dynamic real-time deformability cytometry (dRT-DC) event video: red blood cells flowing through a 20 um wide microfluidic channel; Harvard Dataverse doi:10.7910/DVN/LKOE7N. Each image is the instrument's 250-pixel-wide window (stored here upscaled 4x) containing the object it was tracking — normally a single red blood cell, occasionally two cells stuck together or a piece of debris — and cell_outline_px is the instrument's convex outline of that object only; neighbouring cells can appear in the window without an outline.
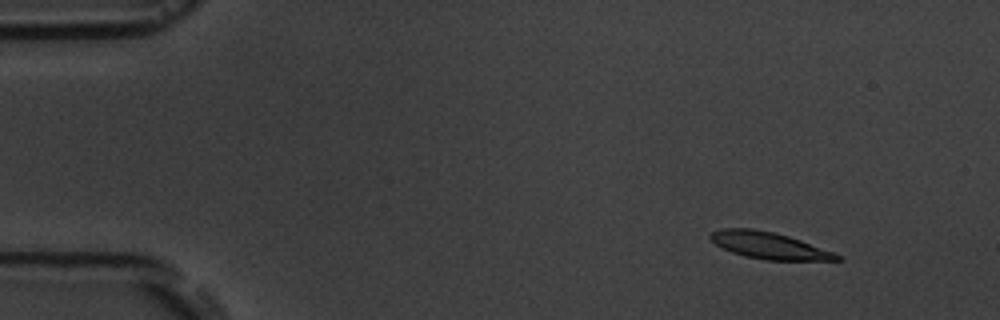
{"species": "common noctule bat (a hibernating species)", "species_latin": "Nyctalus noctula", "temperature_condition": "room temperature", "stored_images_in_passage": 5, "camera_frame_rate_fps": 3000, "um_per_image_px": 0.085, "animal": {"sex": "male", "body_mass_g": 19.5, "forearm_length_mm": 54.6}, "frame": {"image": 1, "passage_image": 2, "time_ms": 2.0, "image_size_px": [1000, 320], "cell_outline_px": [[844, 260], [764, 260], [744, 256], [732, 252], [716, 244], [708, 236], [712, 232], [720, 228], [752, 228], [772, 232], [788, 236], [800, 240], [832, 252], [840, 256]], "centroid_in_image_um": [65.33, 20.86], "position_along_channel_um": 19.7, "area_um2": 19.42}}
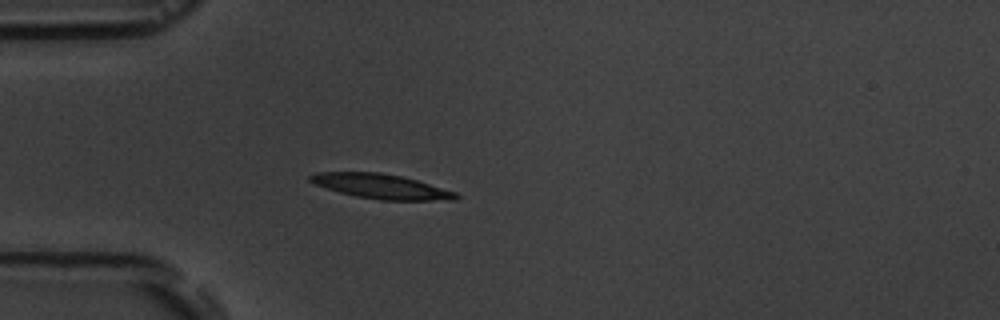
{"frame": {"image": 2, "passage_image": 5, "time_ms": 5.333, "image_size_px": [1000, 320], "cell_outline_px": [[460, 196], [456, 200], [380, 200], [356, 196], [340, 192], [316, 184], [308, 180], [308, 176], [316, 172], [380, 172], [400, 176], [416, 180], [456, 192]], "centroid_in_image_um": [32.4, 15.84], "position_along_channel_um": 52.6, "area_um2": 20.75}}